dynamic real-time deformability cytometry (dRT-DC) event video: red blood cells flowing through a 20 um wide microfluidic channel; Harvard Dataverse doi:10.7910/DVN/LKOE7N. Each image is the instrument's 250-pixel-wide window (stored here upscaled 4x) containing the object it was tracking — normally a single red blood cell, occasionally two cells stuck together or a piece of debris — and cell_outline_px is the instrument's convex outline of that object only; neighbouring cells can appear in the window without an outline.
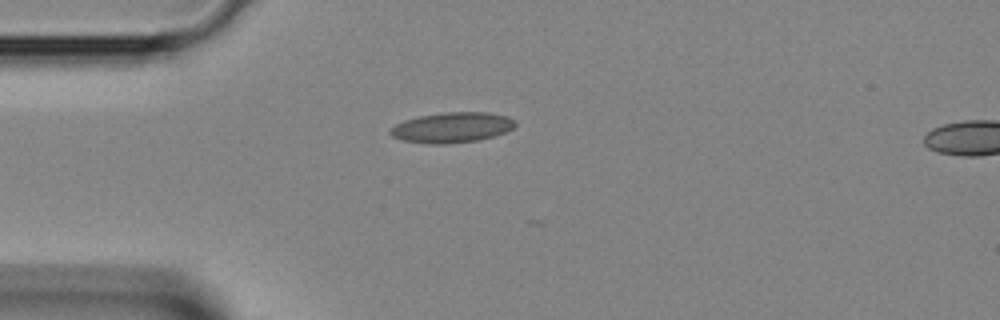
{"species": "Egyptian fruit bat (a non-hibernating species)", "species_latin": "Rousettus aegyptiacus", "temperature_condition": "room temperature", "stored_images_in_passage": 2, "segment_of_instrument_passage": [1, 2], "camera_frame_rate_fps": 3000, "um_per_image_px": 0.085, "animal": {"sex": "female"}, "frame": {"image": 1, "passage_image": 1, "time_ms": 0.0, "image_size_px": [1000, 320], "cell_outline_px": [[516, 124], [508, 132], [476, 140], [448, 144], [428, 144], [404, 140], [392, 136], [388, 132], [396, 124], [404, 120], [420, 116], [444, 112], [488, 112], [508, 116], [516, 120]], "centroid_in_image_um": [38.45, 10.83], "position_along_channel_um": 46.6, "area_um2": 22.08}}